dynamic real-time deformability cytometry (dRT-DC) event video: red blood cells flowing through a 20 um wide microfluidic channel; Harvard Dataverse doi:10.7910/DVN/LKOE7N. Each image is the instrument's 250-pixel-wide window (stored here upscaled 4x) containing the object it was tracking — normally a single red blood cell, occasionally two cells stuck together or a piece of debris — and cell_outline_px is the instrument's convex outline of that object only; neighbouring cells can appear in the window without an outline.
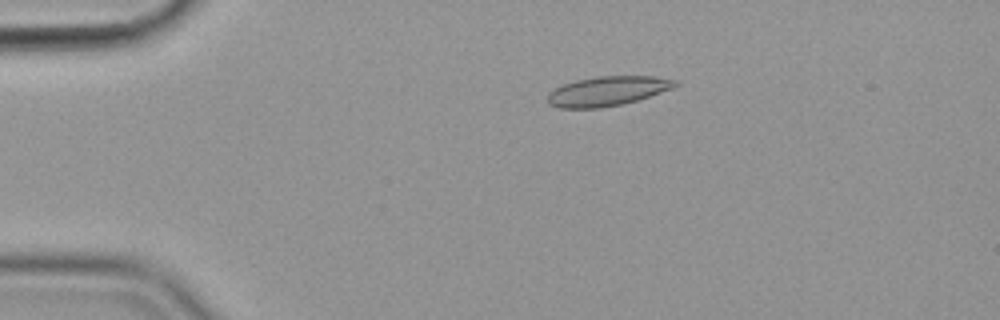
{"species": "common noctule bat (a hibernating species)", "species_latin": "Nyctalus noctula", "temperature_condition": "cold", "stored_images_in_passage": 57, "camera_frame_rate_fps": 3000, "um_per_image_px": 0.085, "animal": {"sex": "female", "body_mass_g": 19.9}, "frame": {"image": 1, "passage_image": 12, "time_ms": 3.667, "image_size_px": [1000, 320], "cell_outline_px": [[680, 84], [672, 88], [636, 100], [620, 104], [600, 108], [560, 108], [548, 104], [548, 92], [564, 84], [576, 80], [596, 76], [656, 76], [676, 80]], "centroid_in_image_um": [51.62, 7.73], "position_along_channel_um": 33.4, "area_um2": 21.79}}
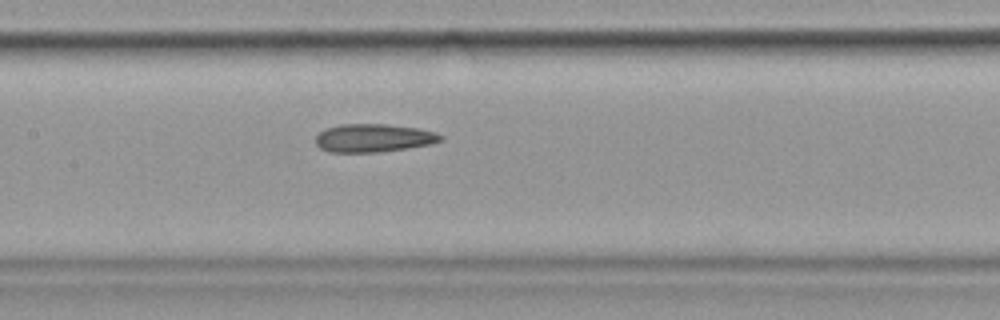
{"frame": {"image": 2, "passage_image": 28, "time_ms": 9.0, "image_size_px": [1000, 320], "cell_outline_px": [[444, 140], [432, 144], [408, 148], [380, 152], [328, 152], [320, 148], [316, 144], [316, 136], [324, 128], [340, 124], [388, 124], [420, 128], [436, 132], [444, 136]], "centroid_in_image_um": [31.79, 11.72], "position_along_channel_um": 175.6, "area_um2": 20.87}}
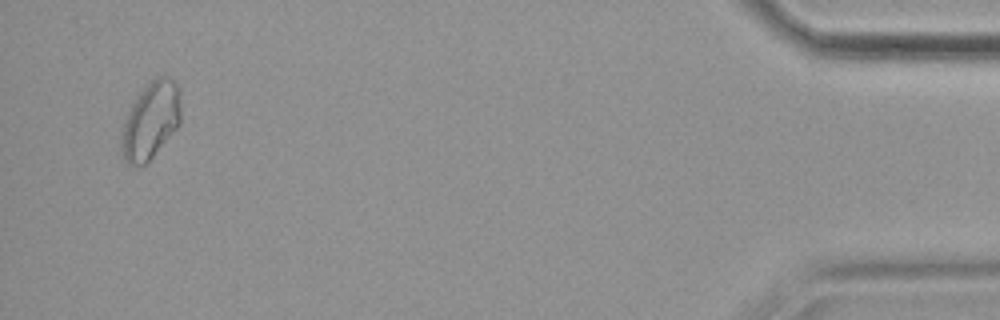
{"frame": {"image": 3, "passage_image": 55, "time_ms": 18.0, "image_size_px": [1000, 320], "cell_outline_px": [[180, 124], [148, 164], [128, 164], [124, 160], [120, 148], [120, 136], [124, 120], [136, 96], [156, 76], [168, 76], [176, 84], [180, 92]], "centroid_in_image_um": [12.8, 10.27], "position_along_channel_um": 422.4, "area_um2": 26.88}, "authors_computed_cell_mechanics": {"area_um2": 21.5594, "velocity_mm_per_s": 3.5802, "shape_relaxation_time_tau1_ms": null, "shape_relaxation_time_tau2_ms": 4.0219, "deformation_change_tau1": null, "deformation_change_tau2": 0.1157}}